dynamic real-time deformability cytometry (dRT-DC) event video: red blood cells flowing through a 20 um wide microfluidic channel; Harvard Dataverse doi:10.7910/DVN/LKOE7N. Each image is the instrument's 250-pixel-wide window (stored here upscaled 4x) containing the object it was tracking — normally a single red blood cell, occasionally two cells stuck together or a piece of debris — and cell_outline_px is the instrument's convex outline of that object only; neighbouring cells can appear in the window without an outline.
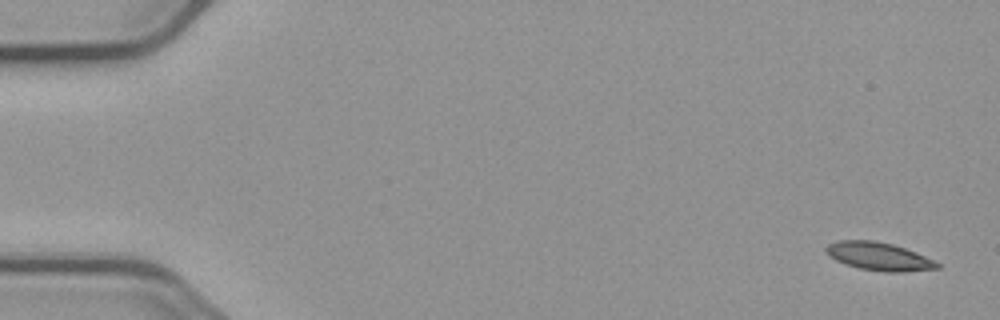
{"species": "common noctule bat (a hibernating species)", "species_latin": "Nyctalus noctula", "temperature_condition": "cold", "stored_images_in_passage": 6, "camera_frame_rate_fps": 3000, "um_per_image_px": 0.085, "animal": {"sex": "male", "body_mass_g": 23.1, "forearm_length_mm": 52.7}, "frame": {"image": 1, "passage_image": 1, "time_ms": 0.0, "image_size_px": [1000, 320], "cell_outline_px": [[940, 268], [904, 272], [884, 272], [860, 268], [836, 260], [828, 256], [824, 248], [828, 244], [840, 240], [872, 240], [892, 244], [916, 252], [940, 264]], "centroid_in_image_um": [74.69, 21.79], "position_along_channel_um": 10.3, "area_um2": 18.03}}
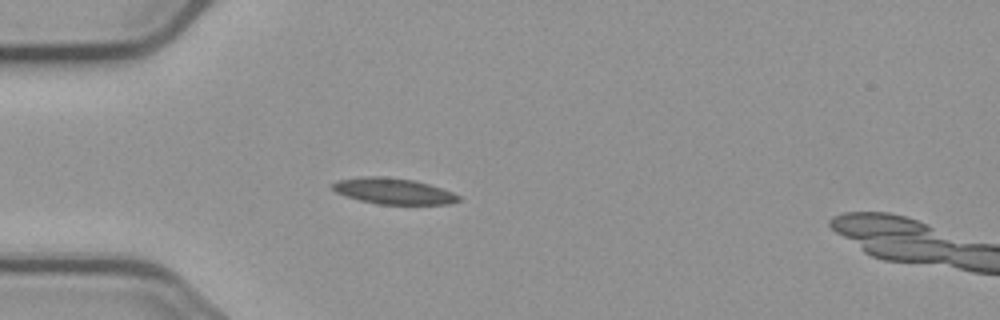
{"frame": {"image": 2, "passage_image": 5, "time_ms": 4.667, "image_size_px": [1000, 320], "cell_outline_px": [[460, 200], [448, 204], [376, 204], [344, 196], [336, 192], [332, 188], [332, 184], [336, 180], [360, 176], [384, 176], [412, 180], [428, 184], [452, 192], [460, 196]], "centroid_in_image_um": [33.38, 16.24], "position_along_channel_um": 51.6, "area_um2": 19.07}}